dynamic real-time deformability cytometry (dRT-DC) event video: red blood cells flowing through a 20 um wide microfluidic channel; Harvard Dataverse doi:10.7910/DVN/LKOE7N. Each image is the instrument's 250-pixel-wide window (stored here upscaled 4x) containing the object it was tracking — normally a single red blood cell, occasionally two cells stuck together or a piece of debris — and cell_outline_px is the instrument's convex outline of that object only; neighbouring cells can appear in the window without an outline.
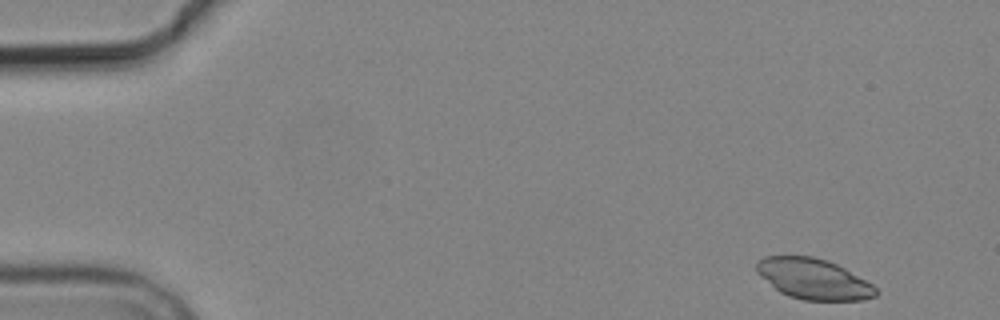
{"species": "common noctule bat (a hibernating species)", "species_latin": "Nyctalus noctula", "temperature_condition": "cold", "stored_images_in_passage": 4, "camera_frame_rate_fps": 3000, "um_per_image_px": 0.085, "animal": {"sex": "male", "body_mass_g": 19.2, "forearm_length_mm": 51.8}, "frame": {"image": 1, "passage_image": 1, "time_ms": 0.0, "image_size_px": [1000, 320], "cell_outline_px": [[876, 296], [864, 300], [804, 300], [788, 296], [780, 292], [756, 272], [756, 260], [764, 256], [812, 256], [828, 260], [844, 268], [872, 284], [876, 288]], "centroid_in_image_um": [69.12, 23.7], "position_along_channel_um": 15.9, "area_um2": 28.09}}